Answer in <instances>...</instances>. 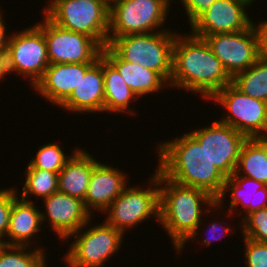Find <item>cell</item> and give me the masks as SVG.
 Instances as JSON below:
<instances>
[{
    "mask_svg": "<svg viewBox=\"0 0 267 267\" xmlns=\"http://www.w3.org/2000/svg\"><path fill=\"white\" fill-rule=\"evenodd\" d=\"M254 27L258 36L259 57L267 61V21L264 20Z\"/></svg>",
    "mask_w": 267,
    "mask_h": 267,
    "instance_id": "cell-33",
    "label": "cell"
},
{
    "mask_svg": "<svg viewBox=\"0 0 267 267\" xmlns=\"http://www.w3.org/2000/svg\"><path fill=\"white\" fill-rule=\"evenodd\" d=\"M154 33L129 34L113 38L108 46L124 61L157 72L166 82L172 76L176 33L162 28Z\"/></svg>",
    "mask_w": 267,
    "mask_h": 267,
    "instance_id": "cell-4",
    "label": "cell"
},
{
    "mask_svg": "<svg viewBox=\"0 0 267 267\" xmlns=\"http://www.w3.org/2000/svg\"><path fill=\"white\" fill-rule=\"evenodd\" d=\"M189 134L204 147L209 160L226 178L235 172L242 145L248 139L244 134L220 121Z\"/></svg>",
    "mask_w": 267,
    "mask_h": 267,
    "instance_id": "cell-12",
    "label": "cell"
},
{
    "mask_svg": "<svg viewBox=\"0 0 267 267\" xmlns=\"http://www.w3.org/2000/svg\"><path fill=\"white\" fill-rule=\"evenodd\" d=\"M247 267H267V243L244 237Z\"/></svg>",
    "mask_w": 267,
    "mask_h": 267,
    "instance_id": "cell-30",
    "label": "cell"
},
{
    "mask_svg": "<svg viewBox=\"0 0 267 267\" xmlns=\"http://www.w3.org/2000/svg\"><path fill=\"white\" fill-rule=\"evenodd\" d=\"M6 55L8 73L30 77L32 87L50 65L44 33L37 25L11 34Z\"/></svg>",
    "mask_w": 267,
    "mask_h": 267,
    "instance_id": "cell-10",
    "label": "cell"
},
{
    "mask_svg": "<svg viewBox=\"0 0 267 267\" xmlns=\"http://www.w3.org/2000/svg\"><path fill=\"white\" fill-rule=\"evenodd\" d=\"M204 40L233 78L259 58L258 36L254 24L240 32L208 35Z\"/></svg>",
    "mask_w": 267,
    "mask_h": 267,
    "instance_id": "cell-13",
    "label": "cell"
},
{
    "mask_svg": "<svg viewBox=\"0 0 267 267\" xmlns=\"http://www.w3.org/2000/svg\"><path fill=\"white\" fill-rule=\"evenodd\" d=\"M1 9V8H0ZM2 10H0V52H6L7 51V45L9 42V37L6 35V27L4 25L5 20L2 19ZM7 37V38H6Z\"/></svg>",
    "mask_w": 267,
    "mask_h": 267,
    "instance_id": "cell-34",
    "label": "cell"
},
{
    "mask_svg": "<svg viewBox=\"0 0 267 267\" xmlns=\"http://www.w3.org/2000/svg\"><path fill=\"white\" fill-rule=\"evenodd\" d=\"M246 184L247 185L251 184L252 187L249 185L251 187L250 191L253 190L252 192H249L247 191V188H246V191L249 193L248 195L247 194L245 195L244 193L245 187H248V186H245ZM228 190L231 191L230 192L231 202H229L230 205H229V211H228L229 213L227 214L228 216H230V214L232 213H236L234 212L236 210L234 208L235 206L238 205V203L242 205L241 207L245 209V212H246V214L244 213L245 216L243 217V219L248 214L267 207V185H265L262 182H258L252 178L244 177L242 175H231L225 180L223 192L221 196L218 198V200L216 201L217 206L222 207L221 205L223 204L222 200L224 199V196L226 195V192ZM247 197H250V198H247Z\"/></svg>",
    "mask_w": 267,
    "mask_h": 267,
    "instance_id": "cell-22",
    "label": "cell"
},
{
    "mask_svg": "<svg viewBox=\"0 0 267 267\" xmlns=\"http://www.w3.org/2000/svg\"><path fill=\"white\" fill-rule=\"evenodd\" d=\"M165 0H118L109 6L108 43L129 34L153 33L165 25L169 13ZM113 32V33H112ZM112 33V34H110Z\"/></svg>",
    "mask_w": 267,
    "mask_h": 267,
    "instance_id": "cell-7",
    "label": "cell"
},
{
    "mask_svg": "<svg viewBox=\"0 0 267 267\" xmlns=\"http://www.w3.org/2000/svg\"><path fill=\"white\" fill-rule=\"evenodd\" d=\"M185 8L190 26L205 12L216 0H180Z\"/></svg>",
    "mask_w": 267,
    "mask_h": 267,
    "instance_id": "cell-32",
    "label": "cell"
},
{
    "mask_svg": "<svg viewBox=\"0 0 267 267\" xmlns=\"http://www.w3.org/2000/svg\"><path fill=\"white\" fill-rule=\"evenodd\" d=\"M103 77H104V111L109 112H129L130 102L138 97L132 89L125 83L118 70L103 56ZM128 108V109H127Z\"/></svg>",
    "mask_w": 267,
    "mask_h": 267,
    "instance_id": "cell-23",
    "label": "cell"
},
{
    "mask_svg": "<svg viewBox=\"0 0 267 267\" xmlns=\"http://www.w3.org/2000/svg\"><path fill=\"white\" fill-rule=\"evenodd\" d=\"M249 4L244 0H216L190 26L191 33L204 38L208 35L246 30L254 24L246 12Z\"/></svg>",
    "mask_w": 267,
    "mask_h": 267,
    "instance_id": "cell-14",
    "label": "cell"
},
{
    "mask_svg": "<svg viewBox=\"0 0 267 267\" xmlns=\"http://www.w3.org/2000/svg\"><path fill=\"white\" fill-rule=\"evenodd\" d=\"M69 112H104L103 55L81 76L69 98L61 105Z\"/></svg>",
    "mask_w": 267,
    "mask_h": 267,
    "instance_id": "cell-18",
    "label": "cell"
},
{
    "mask_svg": "<svg viewBox=\"0 0 267 267\" xmlns=\"http://www.w3.org/2000/svg\"><path fill=\"white\" fill-rule=\"evenodd\" d=\"M46 212L41 211L42 224L46 216L51 228L61 240L68 237L84 227L91 219V214L85 208L81 199L71 197L59 190L49 197L43 198Z\"/></svg>",
    "mask_w": 267,
    "mask_h": 267,
    "instance_id": "cell-15",
    "label": "cell"
},
{
    "mask_svg": "<svg viewBox=\"0 0 267 267\" xmlns=\"http://www.w3.org/2000/svg\"><path fill=\"white\" fill-rule=\"evenodd\" d=\"M44 33L50 64L94 63L102 47L89 36L53 23L46 15L36 24Z\"/></svg>",
    "mask_w": 267,
    "mask_h": 267,
    "instance_id": "cell-11",
    "label": "cell"
},
{
    "mask_svg": "<svg viewBox=\"0 0 267 267\" xmlns=\"http://www.w3.org/2000/svg\"><path fill=\"white\" fill-rule=\"evenodd\" d=\"M89 223L68 237L75 236L64 256L69 267H101L121 247L122 231L104 221L82 232Z\"/></svg>",
    "mask_w": 267,
    "mask_h": 267,
    "instance_id": "cell-9",
    "label": "cell"
},
{
    "mask_svg": "<svg viewBox=\"0 0 267 267\" xmlns=\"http://www.w3.org/2000/svg\"><path fill=\"white\" fill-rule=\"evenodd\" d=\"M6 74H8L7 55L6 52H0V81Z\"/></svg>",
    "mask_w": 267,
    "mask_h": 267,
    "instance_id": "cell-36",
    "label": "cell"
},
{
    "mask_svg": "<svg viewBox=\"0 0 267 267\" xmlns=\"http://www.w3.org/2000/svg\"><path fill=\"white\" fill-rule=\"evenodd\" d=\"M211 100L228 110L219 120L221 123L230 125L247 138H267V102L246 95L232 82Z\"/></svg>",
    "mask_w": 267,
    "mask_h": 267,
    "instance_id": "cell-8",
    "label": "cell"
},
{
    "mask_svg": "<svg viewBox=\"0 0 267 267\" xmlns=\"http://www.w3.org/2000/svg\"><path fill=\"white\" fill-rule=\"evenodd\" d=\"M244 1H246V2H248V3H250V4H251L252 2H254V1L256 2V0H244Z\"/></svg>",
    "mask_w": 267,
    "mask_h": 267,
    "instance_id": "cell-38",
    "label": "cell"
},
{
    "mask_svg": "<svg viewBox=\"0 0 267 267\" xmlns=\"http://www.w3.org/2000/svg\"><path fill=\"white\" fill-rule=\"evenodd\" d=\"M241 223L243 237L267 243V207L248 214Z\"/></svg>",
    "mask_w": 267,
    "mask_h": 267,
    "instance_id": "cell-29",
    "label": "cell"
},
{
    "mask_svg": "<svg viewBox=\"0 0 267 267\" xmlns=\"http://www.w3.org/2000/svg\"><path fill=\"white\" fill-rule=\"evenodd\" d=\"M102 55L118 70L137 97L159 92L163 85L169 86L157 72L122 60L108 45L102 49Z\"/></svg>",
    "mask_w": 267,
    "mask_h": 267,
    "instance_id": "cell-21",
    "label": "cell"
},
{
    "mask_svg": "<svg viewBox=\"0 0 267 267\" xmlns=\"http://www.w3.org/2000/svg\"><path fill=\"white\" fill-rule=\"evenodd\" d=\"M231 82L232 77L204 38L177 33L173 45L170 86L199 92L200 96L211 99Z\"/></svg>",
    "mask_w": 267,
    "mask_h": 267,
    "instance_id": "cell-1",
    "label": "cell"
},
{
    "mask_svg": "<svg viewBox=\"0 0 267 267\" xmlns=\"http://www.w3.org/2000/svg\"><path fill=\"white\" fill-rule=\"evenodd\" d=\"M72 155L67 157L59 145L48 143L38 149L35 158L31 159L27 168H39L59 173Z\"/></svg>",
    "mask_w": 267,
    "mask_h": 267,
    "instance_id": "cell-28",
    "label": "cell"
},
{
    "mask_svg": "<svg viewBox=\"0 0 267 267\" xmlns=\"http://www.w3.org/2000/svg\"><path fill=\"white\" fill-rule=\"evenodd\" d=\"M26 180L20 198L30 202V196L42 199L58 191V173L39 168H26ZM28 196V198H27Z\"/></svg>",
    "mask_w": 267,
    "mask_h": 267,
    "instance_id": "cell-26",
    "label": "cell"
},
{
    "mask_svg": "<svg viewBox=\"0 0 267 267\" xmlns=\"http://www.w3.org/2000/svg\"><path fill=\"white\" fill-rule=\"evenodd\" d=\"M93 63L50 64L34 89L47 101L60 107L74 91Z\"/></svg>",
    "mask_w": 267,
    "mask_h": 267,
    "instance_id": "cell-16",
    "label": "cell"
},
{
    "mask_svg": "<svg viewBox=\"0 0 267 267\" xmlns=\"http://www.w3.org/2000/svg\"><path fill=\"white\" fill-rule=\"evenodd\" d=\"M157 145L158 170L168 179L207 192L216 201L226 177L209 160L204 149L188 132Z\"/></svg>",
    "mask_w": 267,
    "mask_h": 267,
    "instance_id": "cell-2",
    "label": "cell"
},
{
    "mask_svg": "<svg viewBox=\"0 0 267 267\" xmlns=\"http://www.w3.org/2000/svg\"><path fill=\"white\" fill-rule=\"evenodd\" d=\"M17 191L12 189H0V243L4 241L9 228L10 213L13 202L18 198Z\"/></svg>",
    "mask_w": 267,
    "mask_h": 267,
    "instance_id": "cell-31",
    "label": "cell"
},
{
    "mask_svg": "<svg viewBox=\"0 0 267 267\" xmlns=\"http://www.w3.org/2000/svg\"><path fill=\"white\" fill-rule=\"evenodd\" d=\"M217 224V221L216 222H212V225H211V229H212V232H213V234H211V237H209V238H206V239H204V240H202L204 243H205V246H210L211 245V238H213V240H219V239H221V237H218V239L215 237L216 236V232H218V225H216ZM225 230L223 231V233L224 234H228L229 235V231L231 232V230L232 229H230V227H223ZM220 229V228H219Z\"/></svg>",
    "mask_w": 267,
    "mask_h": 267,
    "instance_id": "cell-35",
    "label": "cell"
},
{
    "mask_svg": "<svg viewBox=\"0 0 267 267\" xmlns=\"http://www.w3.org/2000/svg\"><path fill=\"white\" fill-rule=\"evenodd\" d=\"M32 201L18 197L12 205L5 245L31 246V238L41 230V211Z\"/></svg>",
    "mask_w": 267,
    "mask_h": 267,
    "instance_id": "cell-20",
    "label": "cell"
},
{
    "mask_svg": "<svg viewBox=\"0 0 267 267\" xmlns=\"http://www.w3.org/2000/svg\"><path fill=\"white\" fill-rule=\"evenodd\" d=\"M160 221L173 241L176 251L184 248L185 242L196 240L200 227L202 205L218 208L216 200L207 192L178 184L159 171ZM195 238V239H194Z\"/></svg>",
    "mask_w": 267,
    "mask_h": 267,
    "instance_id": "cell-3",
    "label": "cell"
},
{
    "mask_svg": "<svg viewBox=\"0 0 267 267\" xmlns=\"http://www.w3.org/2000/svg\"><path fill=\"white\" fill-rule=\"evenodd\" d=\"M51 2V3H50ZM44 14L62 28L108 45L109 6L104 0H51Z\"/></svg>",
    "mask_w": 267,
    "mask_h": 267,
    "instance_id": "cell-5",
    "label": "cell"
},
{
    "mask_svg": "<svg viewBox=\"0 0 267 267\" xmlns=\"http://www.w3.org/2000/svg\"><path fill=\"white\" fill-rule=\"evenodd\" d=\"M123 173L102 162H98L94 166L83 201L90 214L91 211L94 212L95 210L105 212L110 204L123 192L128 180L127 175Z\"/></svg>",
    "mask_w": 267,
    "mask_h": 267,
    "instance_id": "cell-17",
    "label": "cell"
},
{
    "mask_svg": "<svg viewBox=\"0 0 267 267\" xmlns=\"http://www.w3.org/2000/svg\"><path fill=\"white\" fill-rule=\"evenodd\" d=\"M72 153L58 173V190L84 201L93 168L99 161L82 149Z\"/></svg>",
    "mask_w": 267,
    "mask_h": 267,
    "instance_id": "cell-19",
    "label": "cell"
},
{
    "mask_svg": "<svg viewBox=\"0 0 267 267\" xmlns=\"http://www.w3.org/2000/svg\"><path fill=\"white\" fill-rule=\"evenodd\" d=\"M232 83L246 95L267 102V61L259 57L247 70L237 73Z\"/></svg>",
    "mask_w": 267,
    "mask_h": 267,
    "instance_id": "cell-25",
    "label": "cell"
},
{
    "mask_svg": "<svg viewBox=\"0 0 267 267\" xmlns=\"http://www.w3.org/2000/svg\"><path fill=\"white\" fill-rule=\"evenodd\" d=\"M242 174L267 185V138H248L243 143L232 175Z\"/></svg>",
    "mask_w": 267,
    "mask_h": 267,
    "instance_id": "cell-24",
    "label": "cell"
},
{
    "mask_svg": "<svg viewBox=\"0 0 267 267\" xmlns=\"http://www.w3.org/2000/svg\"><path fill=\"white\" fill-rule=\"evenodd\" d=\"M108 6H110L111 4H113L114 2L118 1V0H104Z\"/></svg>",
    "mask_w": 267,
    "mask_h": 267,
    "instance_id": "cell-37",
    "label": "cell"
},
{
    "mask_svg": "<svg viewBox=\"0 0 267 267\" xmlns=\"http://www.w3.org/2000/svg\"><path fill=\"white\" fill-rule=\"evenodd\" d=\"M29 247L0 243V267H47L43 250L26 252Z\"/></svg>",
    "mask_w": 267,
    "mask_h": 267,
    "instance_id": "cell-27",
    "label": "cell"
},
{
    "mask_svg": "<svg viewBox=\"0 0 267 267\" xmlns=\"http://www.w3.org/2000/svg\"><path fill=\"white\" fill-rule=\"evenodd\" d=\"M150 178L149 188L126 186L123 192L105 210L108 217L105 222L125 233L126 228L136 227L142 221L154 216L160 221L159 170L156 168ZM128 187V188H127ZM154 188V189H153Z\"/></svg>",
    "mask_w": 267,
    "mask_h": 267,
    "instance_id": "cell-6",
    "label": "cell"
}]
</instances>
